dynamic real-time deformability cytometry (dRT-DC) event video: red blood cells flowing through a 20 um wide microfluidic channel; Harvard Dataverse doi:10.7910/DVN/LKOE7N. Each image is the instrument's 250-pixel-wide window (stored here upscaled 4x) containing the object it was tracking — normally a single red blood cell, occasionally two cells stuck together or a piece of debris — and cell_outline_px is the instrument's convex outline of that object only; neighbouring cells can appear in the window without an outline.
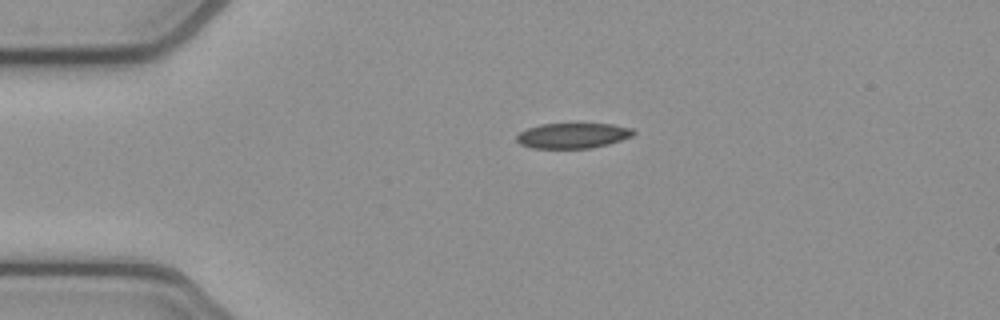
{"species": "common noctule bat (a hibernating species)", "species_latin": "Nyctalus noctula", "temperature_condition": "cold", "stored_images_in_passage": 42, "camera_frame_rate_fps": 3000, "um_per_image_px": 0.085, "animal": {"sex": "female", "body_mass_g": 21.9}, "frame": {"image": 1, "passage_image": 1, "time_ms": 0.0, "image_size_px": [1000, 320], "cell_outline_px": [[636, 132], [632, 136], [608, 144], [592, 148], [532, 148], [520, 144], [516, 140], [516, 136], [520, 132], [528, 128], [540, 124], [612, 124], [632, 128]], "centroid_in_image_um": [48.68, 11.53], "position_along_channel_um": 36.3, "area_um2": 17.17}}
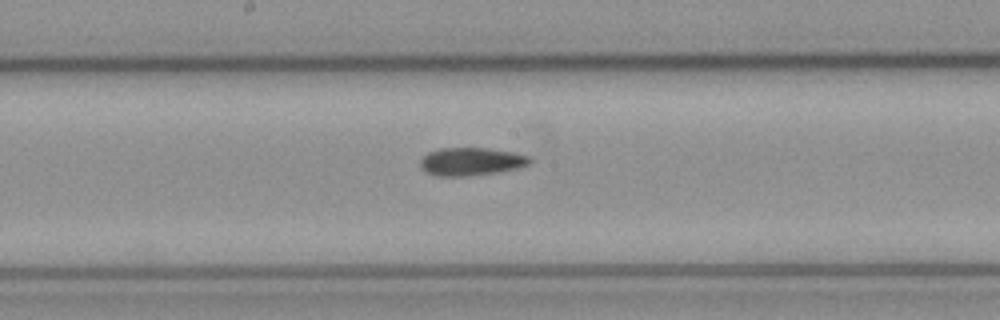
{"frame": {"image": 2, "passage_image": 17, "time_ms": 5.333, "image_size_px": [1000, 320], "cell_outline_px": [[532, 160], [528, 164], [520, 168], [496, 172], [464, 176], [436, 176], [424, 172], [420, 168], [420, 160], [428, 152], [440, 148], [484, 148], [512, 152], [528, 156]], "centroid_in_image_um": [40.0, 13.74], "position_along_channel_um": 208.2, "area_um2": 17.8}}
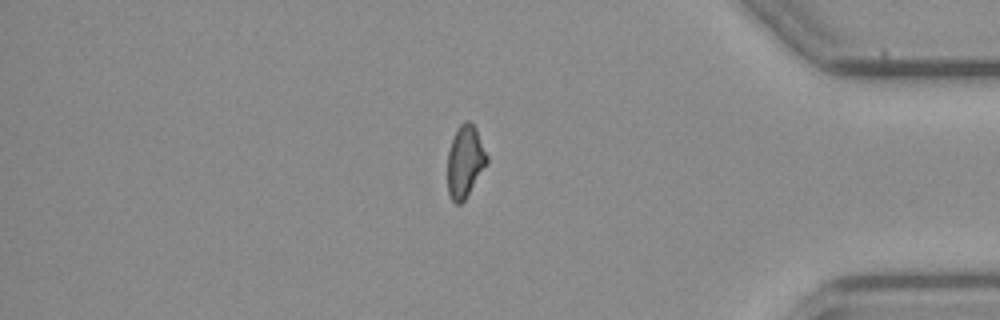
{"frame": {"image": 3, "passage_image": 34, "time_ms": 11.0, "image_size_px": [1000, 320], "cell_outline_px": [[488, 164], [464, 200], [460, 204], [456, 204], [452, 200], [448, 192], [448, 152], [456, 128], [464, 120], [468, 120], [476, 128], [488, 156]], "centroid_in_image_um": [39.54, 13.71], "position_along_channel_um": 395.7, "area_um2": 16.59}, "authors_computed_cell_mechanics": {"area_um2": 17.5134, "velocity_mm_per_s": 3.8687, "shape_relaxation_time_tau1_ms": null, "shape_relaxation_time_tau2_ms": 7.6858, "deformation_change_tau1": null, "deformation_change_tau2": 0.1696}}